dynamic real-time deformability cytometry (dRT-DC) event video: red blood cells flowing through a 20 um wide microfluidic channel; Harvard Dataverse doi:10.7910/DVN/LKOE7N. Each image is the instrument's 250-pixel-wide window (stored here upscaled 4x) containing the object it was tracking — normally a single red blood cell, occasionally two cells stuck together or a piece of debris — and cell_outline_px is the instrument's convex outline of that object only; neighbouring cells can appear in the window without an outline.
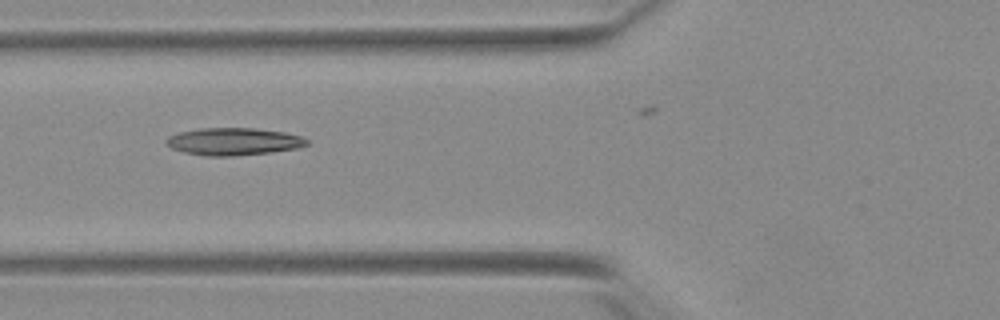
{"species": "Egyptian fruit bat (a non-hibernating species)", "species_latin": "Rousettus aegyptiacus", "temperature_condition": "warm", "stored_images_in_passage": 11, "camera_frame_rate_fps": 3000, "um_per_image_px": 0.085, "animal": {"sex": "female"}, "frame": {"image": 1, "passage_image": 2, "time_ms": 0.333, "image_size_px": [1000, 320], "cell_outline_px": [[308, 144], [296, 148], [268, 152], [232, 156], [208, 156], [184, 152], [172, 148], [164, 144], [164, 140], [168, 136], [180, 132], [200, 128], [252, 128], [284, 132], [300, 136], [308, 140]], "centroid_in_image_um": [19.79, 12.02], "position_along_channel_um": 106.0, "area_um2": 22.25}}
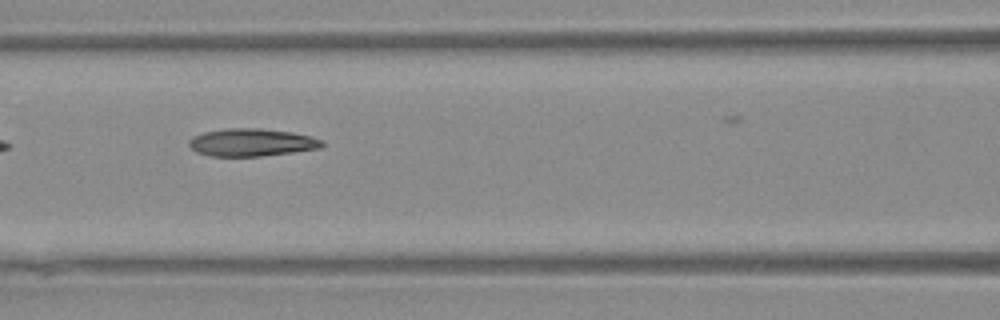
{"frame": {"image": 2, "passage_image": 5, "time_ms": 1.333, "image_size_px": [1000, 320], "cell_outline_px": [[324, 144], [320, 148], [292, 152], [260, 156], [212, 156], [196, 152], [188, 144], [188, 140], [192, 136], [204, 132], [228, 128], [260, 128], [292, 132], [312, 136], [324, 140]], "centroid_in_image_um": [21.39, 12.1], "position_along_channel_um": 145.2, "area_um2": 21.5}}
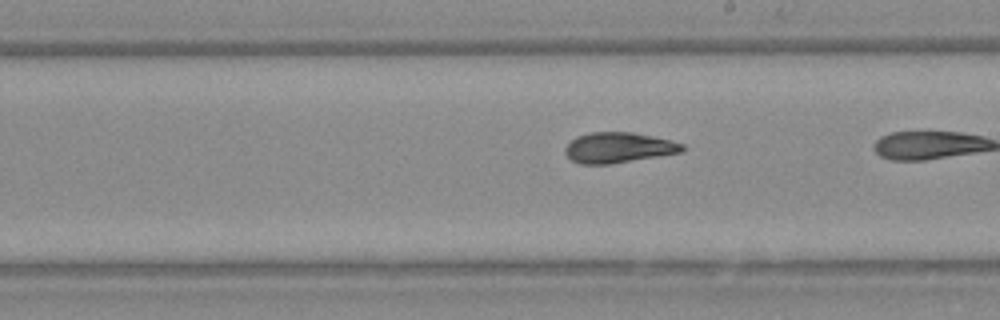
{"frame": {"image": 3, "passage_image": 10, "time_ms": 3.0, "image_size_px": [1000, 320], "cell_outline_px": [[684, 148], [680, 152], [608, 164], [580, 164], [572, 160], [564, 152], [564, 148], [576, 136], [588, 132], [632, 132], [652, 136], [684, 144]], "centroid_in_image_um": [52.51, 12.54], "position_along_channel_um": 236.5, "area_um2": 20.46}}